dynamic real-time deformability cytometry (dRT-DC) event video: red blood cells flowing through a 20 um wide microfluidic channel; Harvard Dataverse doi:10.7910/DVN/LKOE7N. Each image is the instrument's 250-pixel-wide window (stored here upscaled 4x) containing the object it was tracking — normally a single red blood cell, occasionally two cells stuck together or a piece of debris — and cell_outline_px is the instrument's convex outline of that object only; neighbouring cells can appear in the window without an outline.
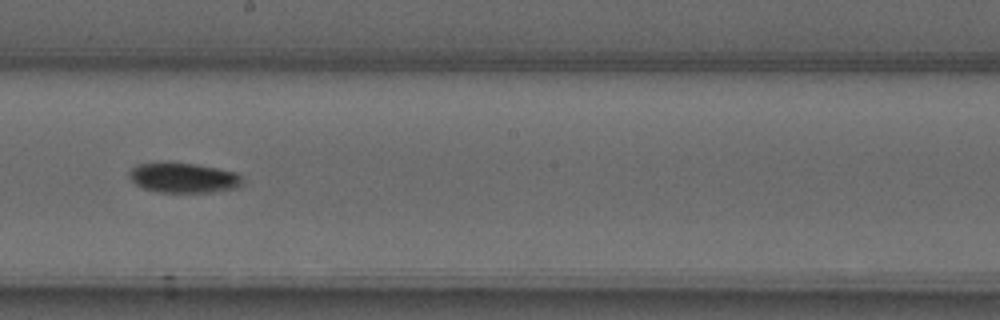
{"species": "common noctule bat (a hibernating species)", "species_latin": "Nyctalus noctula", "temperature_condition": "warm", "stored_images_in_passage": 41, "camera_frame_rate_fps": 3000, "um_per_image_px": 0.085, "animal": {"sex": "male", "forearm_length_mm": 52.5}, "frame": {"image": 1, "passage_image": 28, "time_ms": 9.0, "image_size_px": [1000, 320], "cell_outline_px": [[244, 184], [240, 188], [212, 192], [156, 192], [144, 188], [136, 184], [128, 176], [128, 172], [136, 164], [168, 160], [196, 164], [236, 172], [244, 176]], "centroid_in_image_um": [15.62, 15.09], "position_along_channel_um": 232.6, "area_um2": 20.58}}
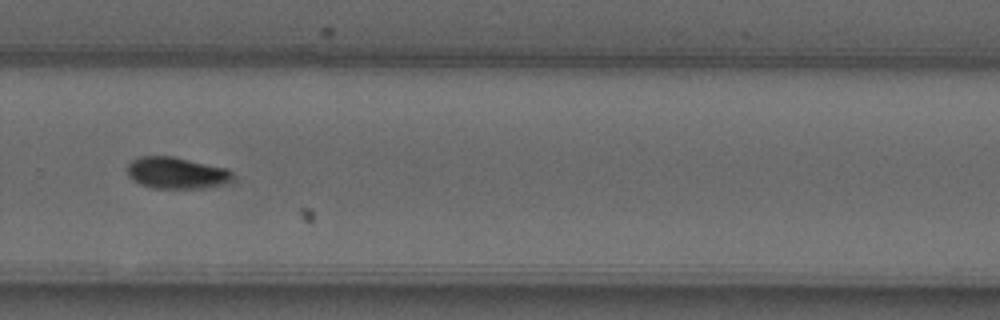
{"frame": {"image": 2, "passage_image": 34, "time_ms": 11.0, "image_size_px": [1000, 320], "cell_outline_px": [[232, 180], [224, 184], [204, 188], [152, 188], [140, 184], [132, 180], [128, 176], [128, 164], [132, 160], [140, 156], [172, 156], [228, 168], [232, 172]], "centroid_in_image_um": [15.0, 14.7], "position_along_channel_um": 314.8, "area_um2": 19.48}}